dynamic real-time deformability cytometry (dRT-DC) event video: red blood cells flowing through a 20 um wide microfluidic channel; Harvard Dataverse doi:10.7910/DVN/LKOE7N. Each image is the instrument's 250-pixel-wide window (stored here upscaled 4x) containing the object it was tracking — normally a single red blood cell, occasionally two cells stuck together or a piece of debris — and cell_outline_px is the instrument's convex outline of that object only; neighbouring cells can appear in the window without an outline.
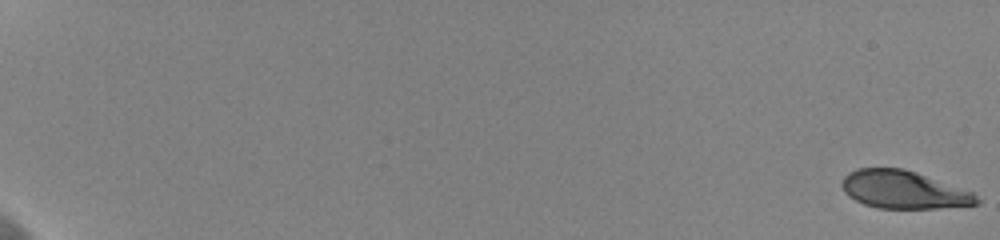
{"species": "human", "species_latin": "Homo sapiens", "temperature_condition": "cold", "stored_images_in_passage": 60, "camera_frame_rate_fps": 3000, "um_per_image_px": 0.085, "donor": {"sex": "female"}, "frame": {"image": 1, "passage_image": 1, "time_ms": 0.0, "image_size_px": [1000, 240], "cell_outline_px": [[980, 204], [936, 208], [876, 208], [864, 204], [848, 196], [844, 192], [840, 184], [844, 176], [848, 172], [856, 168], [904, 168], [916, 172], [972, 192], [980, 200]], "centroid_in_image_um": [76.75, 16.12], "position_along_channel_um": 8.2, "area_um2": 29.65}}
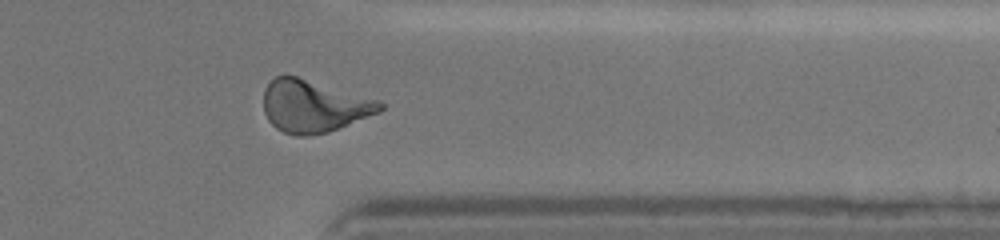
{"frame": {"image": 2, "passage_image": 51, "time_ms": 16.667, "image_size_px": [1000, 240], "cell_outline_px": [[384, 108], [380, 112], [328, 132], [308, 136], [296, 136], [284, 132], [276, 128], [268, 120], [264, 112], [264, 88], [276, 76], [296, 76], [380, 100], [384, 104]], "centroid_in_image_um": [26.68, 9.03], "position_along_channel_um": 384.7, "area_um2": 35.37}}
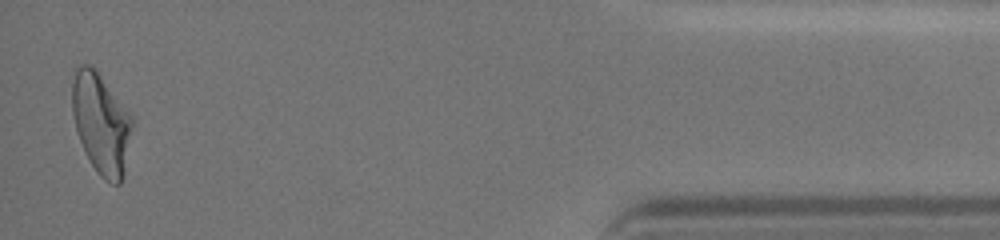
{"frame": {"image": 3, "passage_image": 59, "time_ms": 19.333, "image_size_px": [1000, 240], "cell_outline_px": [[132, 128], [124, 176], [120, 184], [112, 184], [104, 180], [100, 176], [92, 164], [80, 140], [76, 128], [72, 112], [72, 68], [80, 64], [88, 64], [96, 68], [132, 116]], "centroid_in_image_um": [8.59, 10.44], "position_along_channel_um": 426.6, "area_um2": 35.37}, "authors_computed_cell_mechanics": {"area_um2": 33.6685, "velocity_mm_per_s": 3.6329, "shape_relaxation_time_tau1_ms": 4.5779, "shape_relaxation_time_tau2_ms": 1.2332, "deformation_change_tau1": 0.1676, "deformation_change_tau2": 0.0731}}